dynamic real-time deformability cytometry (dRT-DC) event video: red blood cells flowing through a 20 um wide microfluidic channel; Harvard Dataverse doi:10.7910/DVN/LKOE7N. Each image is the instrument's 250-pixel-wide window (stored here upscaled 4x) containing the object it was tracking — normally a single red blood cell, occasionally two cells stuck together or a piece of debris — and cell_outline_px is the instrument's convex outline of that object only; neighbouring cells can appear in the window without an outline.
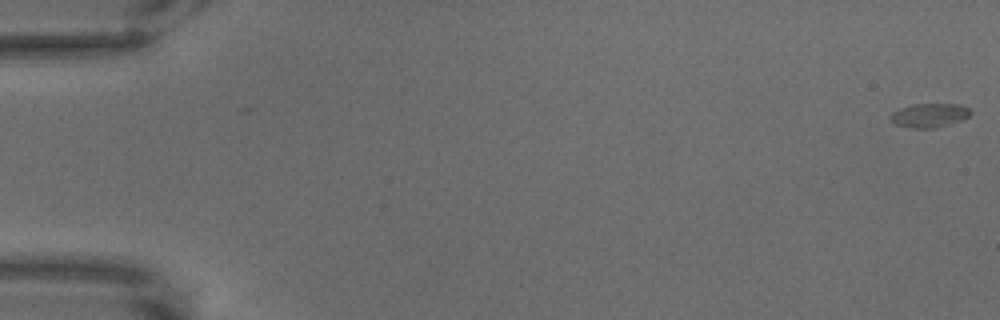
{"species": "common noctule bat (a hibernating species)", "species_latin": "Nyctalus noctula", "temperature_condition": "warm", "stored_images_in_passage": 70, "camera_frame_rate_fps": 3000, "um_per_image_px": 0.085, "animal": {"sex": "male", "body_mass_g": 18.8}, "frame": {"image": 1, "passage_image": 1, "time_ms": 0.0, "image_size_px": [1000, 320], "cell_outline_px": [[972, 112], [968, 116], [960, 120], [936, 128], [912, 128], [896, 124], [888, 116], [892, 112], [900, 108], [912, 104], [960, 104], [968, 108]], "centroid_in_image_um": [78.98, 9.79], "position_along_channel_um": 6.0, "area_um2": 11.1}}
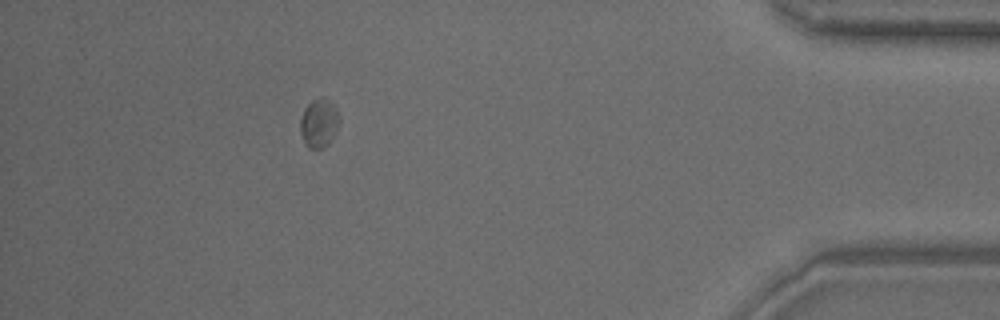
{"frame": {"image": 2, "passage_image": 63, "time_ms": 20.667, "image_size_px": [1000, 320], "cell_outline_px": [[340, 120], [328, 144], [324, 148], [308, 148], [304, 144], [300, 132], [300, 120], [304, 108], [312, 100], [320, 96], [324, 96], [336, 108], [340, 116]], "centroid_in_image_um": [27.09, 10.44], "position_along_channel_um": 408.1, "area_um2": 11.16}}